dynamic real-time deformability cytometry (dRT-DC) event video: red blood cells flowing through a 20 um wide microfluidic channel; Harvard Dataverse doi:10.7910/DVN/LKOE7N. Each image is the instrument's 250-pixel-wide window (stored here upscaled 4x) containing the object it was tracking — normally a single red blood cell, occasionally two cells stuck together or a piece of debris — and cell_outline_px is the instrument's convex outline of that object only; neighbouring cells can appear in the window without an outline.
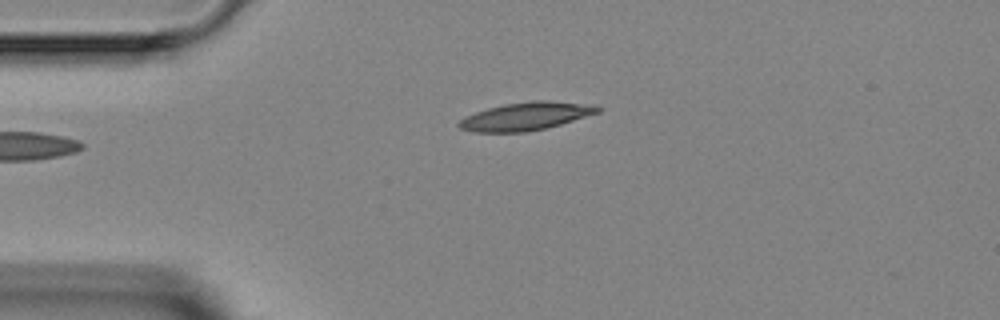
{"species": "Egyptian fruit bat (a non-hibernating species)", "species_latin": "Rousettus aegyptiacus", "temperature_condition": "room temperature", "stored_images_in_passage": 3, "camera_frame_rate_fps": 3000, "um_per_image_px": 0.085, "animal": {"sex": "female"}, "frame": {"image": 1, "passage_image": 3, "time_ms": 2.667, "image_size_px": [1000, 320], "cell_outline_px": [[604, 108], [600, 112], [560, 124], [544, 128], [524, 132], [476, 132], [460, 128], [456, 124], [460, 120], [476, 112], [488, 108], [504, 104], [532, 100], [548, 100], [596, 104]], "centroid_in_image_um": [44.77, 9.86], "position_along_channel_um": 40.2, "area_um2": 22.66}}